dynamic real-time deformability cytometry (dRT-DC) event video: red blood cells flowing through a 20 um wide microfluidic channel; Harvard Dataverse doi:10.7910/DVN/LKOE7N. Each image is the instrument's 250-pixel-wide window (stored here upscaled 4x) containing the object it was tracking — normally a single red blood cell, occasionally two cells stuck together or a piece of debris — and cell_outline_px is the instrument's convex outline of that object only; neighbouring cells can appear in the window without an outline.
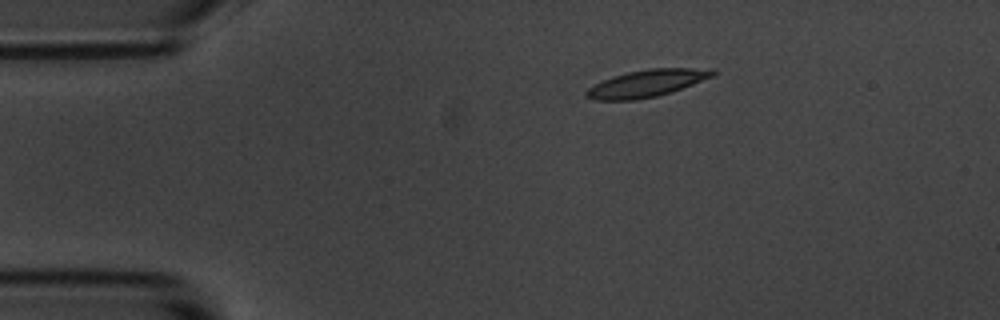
{"species": "common noctule bat (a hibernating species)", "species_latin": "Nyctalus noctula", "temperature_condition": "room temperature", "stored_images_in_passage": 6, "camera_frame_rate_fps": 3000, "um_per_image_px": 0.085, "animal": {"sex": "male", "body_mass_g": 20.1, "forearm_length_mm": 53.5}, "frame": {"image": 1, "passage_image": 3, "time_ms": 2.333, "image_size_px": [1000, 320], "cell_outline_px": [[716, 76], [656, 96], [636, 100], [592, 100], [584, 96], [584, 92], [588, 88], [612, 76], [628, 72], [648, 68], [716, 68]], "centroid_in_image_um": [54.99, 7.07], "position_along_channel_um": 30.0, "area_um2": 20.0}}
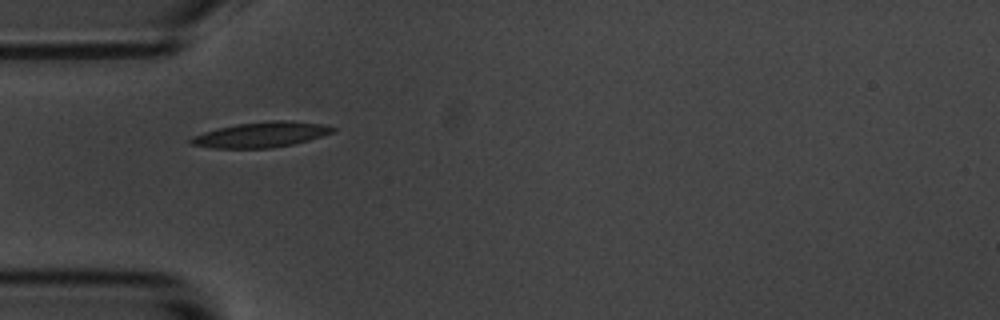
{"frame": {"image": 2, "passage_image": 5, "time_ms": 4.667, "image_size_px": [1000, 320], "cell_outline_px": [[336, 132], [308, 140], [292, 144], [272, 148], [212, 148], [192, 144], [188, 140], [192, 136], [216, 128], [236, 124], [268, 120], [284, 120], [328, 124], [336, 128]], "centroid_in_image_um": [22.23, 11.43], "position_along_channel_um": 62.8, "area_um2": 21.15}}